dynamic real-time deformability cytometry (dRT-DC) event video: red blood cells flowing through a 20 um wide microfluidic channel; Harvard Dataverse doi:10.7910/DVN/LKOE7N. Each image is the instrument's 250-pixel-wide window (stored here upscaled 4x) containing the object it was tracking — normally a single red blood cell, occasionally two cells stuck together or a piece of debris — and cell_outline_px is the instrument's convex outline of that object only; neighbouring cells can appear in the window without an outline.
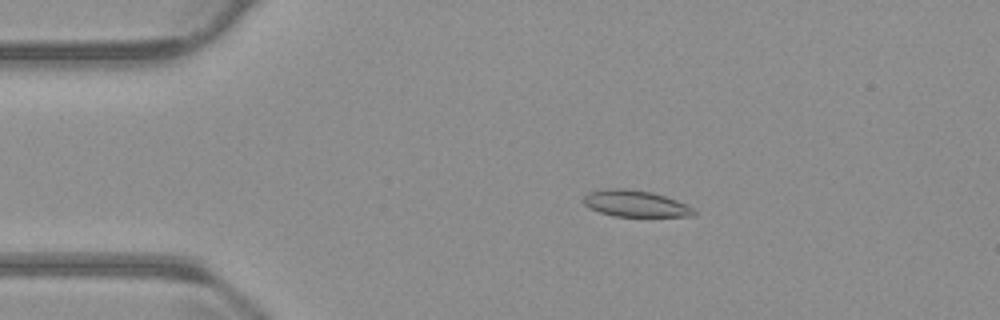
{"species": "common noctule bat (a hibernating species)", "species_latin": "Nyctalus noctula", "temperature_condition": "warm", "stored_images_in_passage": 55, "camera_frame_rate_fps": 3000, "um_per_image_px": 0.085, "animal": {"sex": "male", "body_mass_g": 23.1, "forearm_length_mm": 52.7}, "frame": {"image": 1, "passage_image": 11, "time_ms": 3.333, "image_size_px": [1000, 320], "cell_outline_px": [[696, 212], [692, 216], [612, 216], [588, 208], [584, 204], [584, 196], [588, 192], [604, 188], [624, 188], [652, 192], [676, 200], [696, 208]], "centroid_in_image_um": [53.99, 17.3], "position_along_channel_um": 31.0, "area_um2": 17.11}}
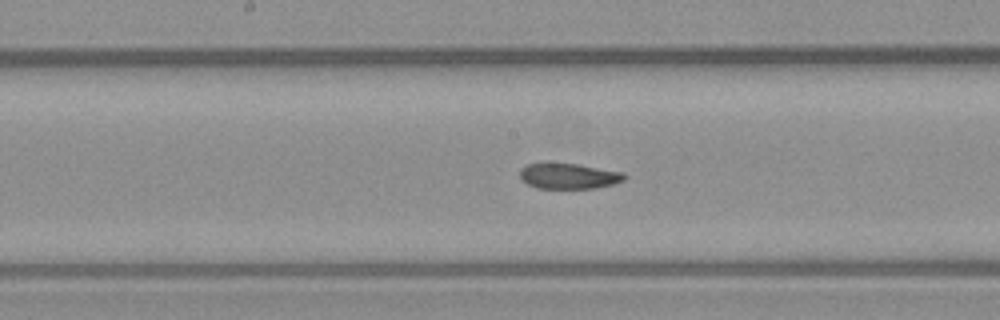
{"frame": {"image": 2, "passage_image": 28, "time_ms": 9.0, "image_size_px": [1000, 320], "cell_outline_px": [[628, 176], [624, 180], [612, 184], [592, 188], [536, 188], [520, 180], [520, 168], [528, 164], [580, 164], [624, 172]], "centroid_in_image_um": [48.36, 14.97], "position_along_channel_um": 199.8, "area_um2": 15.49}}
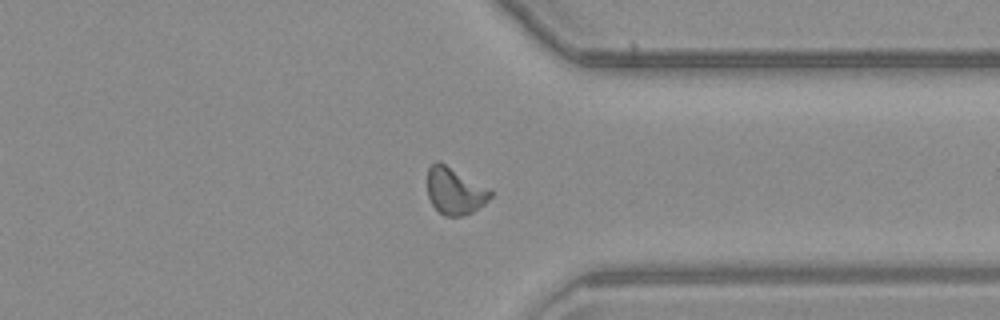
{"frame": {"image": 3, "passage_image": 42, "time_ms": 13.667, "image_size_px": [1000, 320], "cell_outline_px": [[492, 196], [484, 204], [472, 212], [460, 216], [444, 216], [432, 204], [428, 196], [428, 168], [436, 160], [444, 164], [488, 188], [492, 192]], "centroid_in_image_um": [38.65, 16.25], "position_along_channel_um": 372.8, "area_um2": 16.82}, "authors_computed_cell_mechanics": {"area_um2": 16.8776, "velocity_mm_per_s": 3.7882, "shape_relaxation_time_tau1_ms": null, "shape_relaxation_time_tau2_ms": 2.6995, "deformation_change_tau1": null, "deformation_change_tau2": 0.0742}}